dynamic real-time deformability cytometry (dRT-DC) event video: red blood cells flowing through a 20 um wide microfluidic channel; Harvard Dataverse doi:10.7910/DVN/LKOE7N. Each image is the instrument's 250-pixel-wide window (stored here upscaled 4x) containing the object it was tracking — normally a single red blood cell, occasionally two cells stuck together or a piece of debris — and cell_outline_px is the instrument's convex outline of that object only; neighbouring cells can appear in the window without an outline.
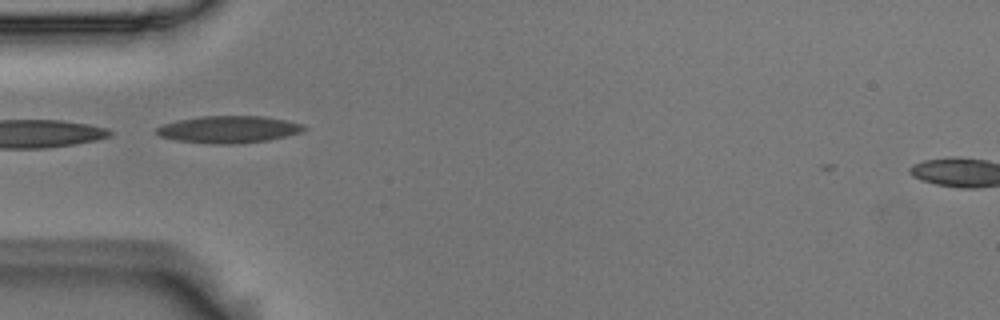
{"species": "Egyptian fruit bat (a non-hibernating species)", "species_latin": "Rousettus aegyptiacus", "temperature_condition": "room temperature", "stored_images_in_passage": 10, "camera_frame_rate_fps": 3000, "um_per_image_px": 0.085, "animal": {"sex": "male"}, "frame": {"image": 1, "passage_image": 2, "time_ms": 0.333, "image_size_px": [1000, 320], "cell_outline_px": [[308, 128], [300, 132], [268, 140], [232, 144], [212, 144], [176, 140], [160, 136], [156, 132], [156, 128], [164, 124], [176, 120], [204, 116], [264, 116], [288, 120], [304, 124]], "centroid_in_image_um": [19.45, 10.99], "position_along_channel_um": 65.5, "area_um2": 23.24}}
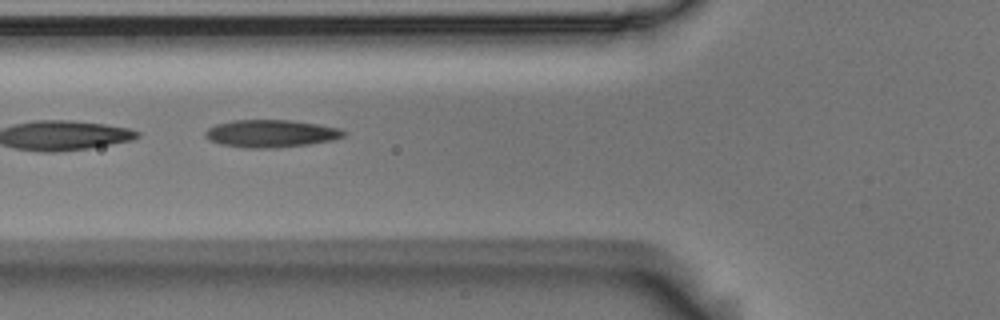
{"frame": {"image": 2, "passage_image": 5, "time_ms": 1.333, "image_size_px": [1000, 320], "cell_outline_px": [[348, 132], [344, 136], [332, 140], [308, 144], [276, 148], [244, 148], [220, 144], [208, 140], [204, 136], [204, 132], [208, 128], [216, 124], [232, 120], [292, 120], [340, 128]], "centroid_in_image_um": [23.0, 11.35], "position_along_channel_um": 102.8, "area_um2": 22.37}}